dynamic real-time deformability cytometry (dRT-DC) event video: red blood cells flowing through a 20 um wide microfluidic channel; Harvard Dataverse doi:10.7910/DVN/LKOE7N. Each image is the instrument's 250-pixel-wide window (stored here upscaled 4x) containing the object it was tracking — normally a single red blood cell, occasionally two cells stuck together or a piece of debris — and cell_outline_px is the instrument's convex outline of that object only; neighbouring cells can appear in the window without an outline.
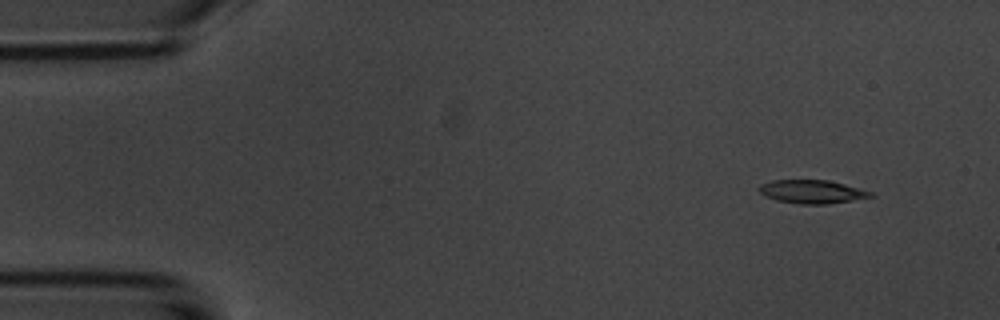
{"species": "common noctule bat (a hibernating species)", "species_latin": "Nyctalus noctula", "temperature_condition": "room temperature", "stored_images_in_passage": 4, "camera_frame_rate_fps": 3000, "um_per_image_px": 0.085, "animal": {"sex": "male", "body_mass_g": 20.1, "forearm_length_mm": 53.5}, "frame": {"image": 1, "passage_image": 1, "time_ms": 0.0, "image_size_px": [1000, 320], "cell_outline_px": [[876, 196], [828, 204], [800, 204], [776, 200], [764, 196], [760, 192], [760, 184], [772, 180], [828, 180], [844, 184], [872, 192]], "centroid_in_image_um": [69.02, 16.29], "position_along_channel_um": 16.0, "area_um2": 15.14}}
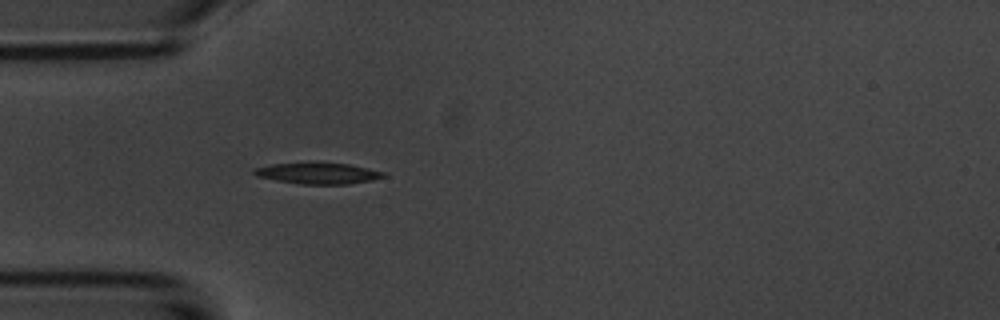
{"frame": {"image": 2, "passage_image": 4, "time_ms": 3.667, "image_size_px": [1000, 320], "cell_outline_px": [[388, 176], [372, 180], [348, 184], [300, 184], [276, 180], [256, 176], [252, 172], [252, 168], [272, 164], [308, 160], [316, 160], [348, 164], [384, 172]], "centroid_in_image_um": [26.97, 14.69], "position_along_channel_um": 58.0, "area_um2": 16.7}}